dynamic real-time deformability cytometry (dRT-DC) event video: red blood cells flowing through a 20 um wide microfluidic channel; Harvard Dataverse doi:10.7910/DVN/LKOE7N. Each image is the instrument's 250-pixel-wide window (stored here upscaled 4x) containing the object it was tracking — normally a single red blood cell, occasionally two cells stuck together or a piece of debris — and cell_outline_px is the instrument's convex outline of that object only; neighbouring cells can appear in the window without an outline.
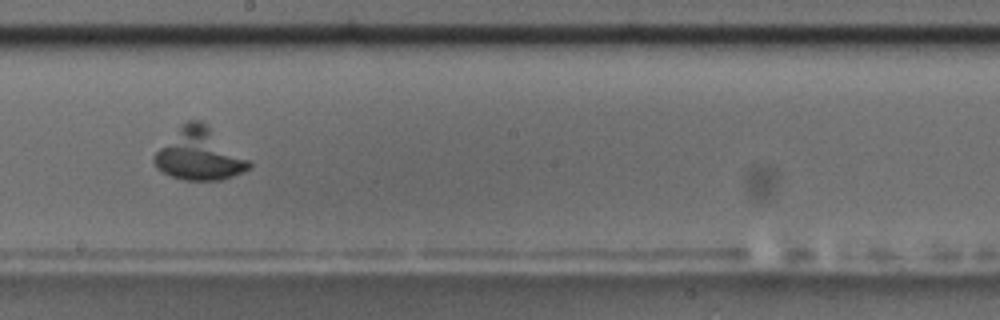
{"species": "common noctule bat (a hibernating species)", "species_latin": "Nyctalus noctula", "temperature_condition": "room temperature", "stored_images_in_passage": 18, "camera_frame_rate_fps": 3000, "um_per_image_px": 0.085, "animal": {"sex": "male", "body_mass_g": 17.5, "forearm_length_mm": 52.3}, "frame": {"image": 1, "passage_image": 11, "time_ms": 11.667, "image_size_px": [1000, 320], "cell_outline_px": [[252, 164], [244, 172], [220, 180], [184, 180], [172, 176], [156, 168], [152, 160], [152, 156], [180, 124], [188, 120], [200, 120], [208, 124], [248, 160]], "centroid_in_image_um": [16.91, 13.11], "position_along_channel_um": 231.3, "area_um2": 28.55}}